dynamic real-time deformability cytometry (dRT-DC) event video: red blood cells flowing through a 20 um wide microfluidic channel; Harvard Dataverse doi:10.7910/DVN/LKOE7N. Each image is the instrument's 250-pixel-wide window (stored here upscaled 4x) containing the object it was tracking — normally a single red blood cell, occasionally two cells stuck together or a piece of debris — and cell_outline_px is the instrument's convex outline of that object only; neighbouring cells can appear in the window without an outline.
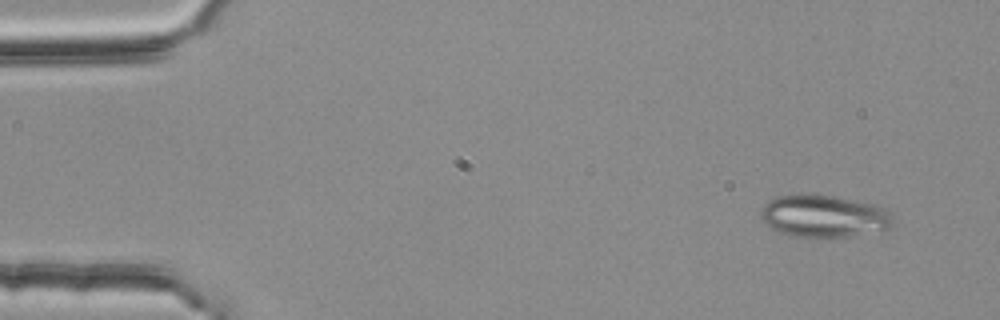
{"species": "common noctule bat (a hibernating species)", "species_latin": "Nyctalus noctula", "temperature_condition": "room temperature", "stored_images_in_passage": 4, "camera_frame_rate_fps": 3000, "um_per_image_px": 0.085, "animal": {"sex": "female", "body_mass_g": 25.1}, "frame": {"image": 1, "passage_image": 1, "time_ms": 0.0, "image_size_px": [1000, 320], "cell_outline_px": [[892, 224], [888, 228], [848, 236], [796, 236], [780, 232], [764, 224], [760, 216], [760, 212], [764, 204], [768, 200], [776, 196], [800, 192], [840, 196], [876, 204], [884, 208], [892, 216]], "centroid_in_image_um": [69.97, 18.31], "position_along_channel_um": 15.0, "area_um2": 32.83}}